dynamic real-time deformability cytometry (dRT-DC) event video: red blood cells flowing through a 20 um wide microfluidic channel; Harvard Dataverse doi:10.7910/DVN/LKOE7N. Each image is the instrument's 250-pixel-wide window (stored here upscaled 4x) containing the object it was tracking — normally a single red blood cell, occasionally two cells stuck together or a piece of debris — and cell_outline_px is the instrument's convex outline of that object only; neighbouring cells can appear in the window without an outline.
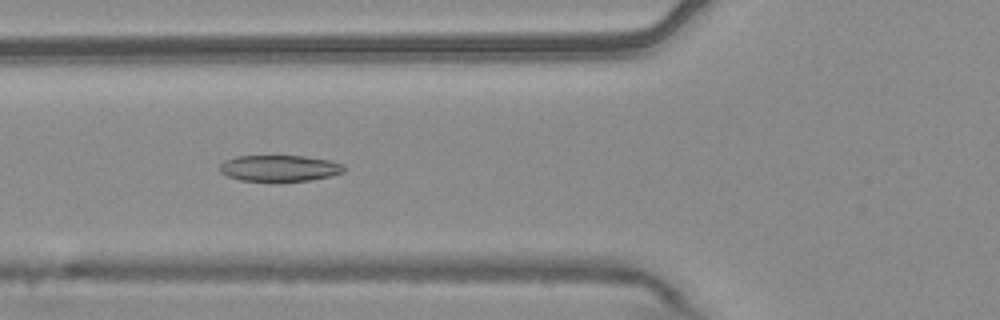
{"species": "common noctule bat (a hibernating species)", "species_latin": "Nyctalus noctula", "temperature_condition": "warm", "stored_images_in_passage": 54, "camera_frame_rate_fps": 3000, "um_per_image_px": 0.085, "animal": {"sex": "male", "body_mass_g": 20.4}, "frame": {"image": 1, "passage_image": 20, "time_ms": 6.333, "image_size_px": [1000, 320], "cell_outline_px": [[344, 172], [332, 176], [312, 180], [276, 184], [240, 180], [228, 176], [220, 172], [220, 164], [224, 160], [236, 156], [304, 156], [328, 160], [344, 164]], "centroid_in_image_um": [23.75, 14.34], "position_along_channel_um": 102.0, "area_um2": 19.83}}
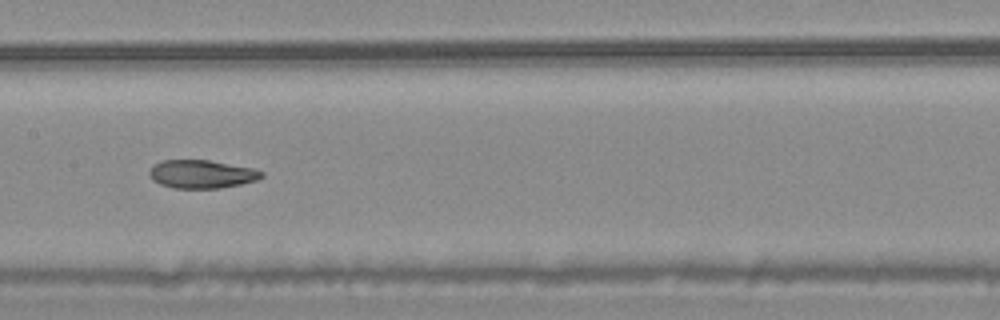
{"frame": {"image": 2, "passage_image": 27, "time_ms": 8.667, "image_size_px": [1000, 320], "cell_outline_px": [[264, 176], [256, 180], [240, 184], [220, 188], [172, 188], [160, 184], [152, 180], [148, 172], [152, 164], [160, 160], [208, 160], [252, 168], [264, 172]], "centroid_in_image_um": [17.09, 14.79], "position_along_channel_um": 190.3, "area_um2": 18.55}}
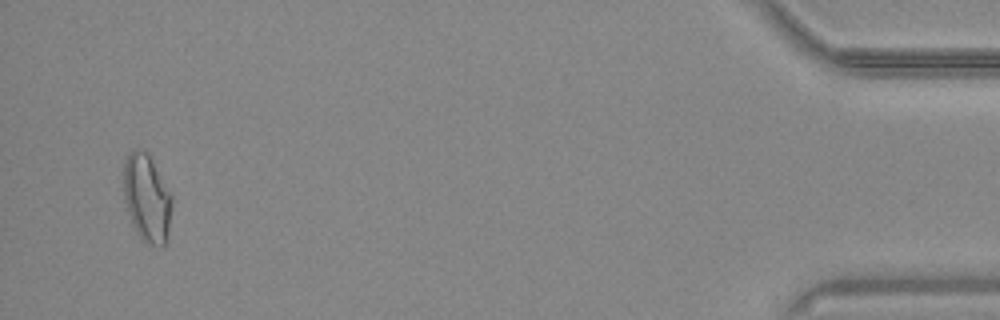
{"frame": {"image": 3, "passage_image": 52, "time_ms": 17.0, "image_size_px": [1000, 320], "cell_outline_px": [[172, 204], [168, 232], [164, 248], [148, 244], [136, 232], [132, 224], [124, 200], [124, 160], [128, 152], [132, 148], [140, 148], [148, 156], [172, 196]], "centroid_in_image_um": [12.46, 16.86], "position_along_channel_um": 422.7, "area_um2": 24.45}, "authors_computed_cell_mechanics": {"area_um2": 20.5479, "velocity_mm_per_s": 3.7729, "shape_relaxation_time_tau1_ms": null, "shape_relaxation_time_tau2_ms": 2.2008, "deformation_change_tau1": null, "deformation_change_tau2": 0.0782}}